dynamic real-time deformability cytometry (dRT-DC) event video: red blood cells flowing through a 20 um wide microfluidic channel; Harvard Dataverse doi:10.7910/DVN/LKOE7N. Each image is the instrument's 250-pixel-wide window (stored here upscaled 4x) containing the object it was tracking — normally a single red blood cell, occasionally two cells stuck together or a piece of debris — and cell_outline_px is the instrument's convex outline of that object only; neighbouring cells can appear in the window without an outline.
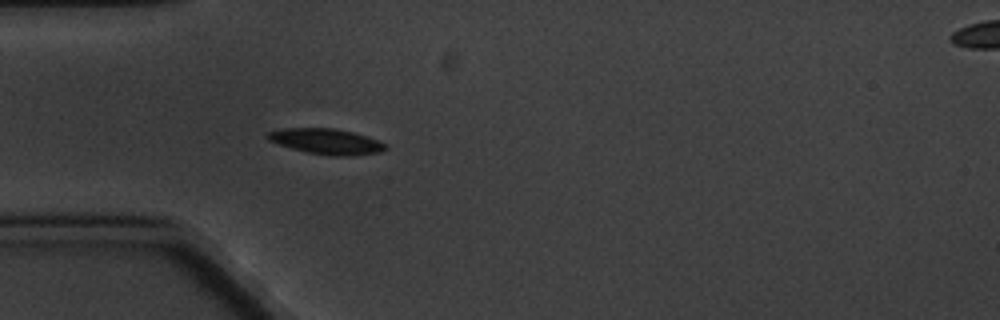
{"species": "common noctule bat (a hibernating species)", "species_latin": "Nyctalus noctula", "temperature_condition": "cold", "stored_images_in_passage": 4, "camera_frame_rate_fps": 3000, "um_per_image_px": 0.085, "animal": {"sex": "male", "body_mass_g": 20.1, "forearm_length_mm": 53.5}, "frame": {"image": 1, "passage_image": 4, "time_ms": 3.667, "image_size_px": [1000, 320], "cell_outline_px": [[388, 148], [380, 152], [352, 156], [328, 156], [304, 152], [268, 140], [264, 136], [268, 132], [284, 128], [332, 128], [352, 132], [368, 136], [388, 144]], "centroid_in_image_um": [27.77, 12.03], "position_along_channel_um": 57.2, "area_um2": 17.74}}